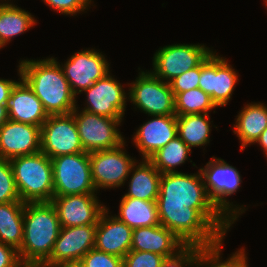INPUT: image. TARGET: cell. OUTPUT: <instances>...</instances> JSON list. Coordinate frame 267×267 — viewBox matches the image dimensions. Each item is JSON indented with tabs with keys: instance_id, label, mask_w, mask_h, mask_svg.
<instances>
[{
	"instance_id": "836d02e7",
	"label": "cell",
	"mask_w": 267,
	"mask_h": 267,
	"mask_svg": "<svg viewBox=\"0 0 267 267\" xmlns=\"http://www.w3.org/2000/svg\"><path fill=\"white\" fill-rule=\"evenodd\" d=\"M81 261L86 267H123V258L107 254L96 248L89 250Z\"/></svg>"
},
{
	"instance_id": "5b68a950",
	"label": "cell",
	"mask_w": 267,
	"mask_h": 267,
	"mask_svg": "<svg viewBox=\"0 0 267 267\" xmlns=\"http://www.w3.org/2000/svg\"><path fill=\"white\" fill-rule=\"evenodd\" d=\"M208 197L218 211L231 223L246 211V206L234 205L229 196L238 191L242 182L239 171L224 159L212 157L205 167L199 169Z\"/></svg>"
},
{
	"instance_id": "7c38bea8",
	"label": "cell",
	"mask_w": 267,
	"mask_h": 267,
	"mask_svg": "<svg viewBox=\"0 0 267 267\" xmlns=\"http://www.w3.org/2000/svg\"><path fill=\"white\" fill-rule=\"evenodd\" d=\"M98 51L88 48L75 52L65 64L60 65L75 96L110 73V64L104 54Z\"/></svg>"
},
{
	"instance_id": "d6986e66",
	"label": "cell",
	"mask_w": 267,
	"mask_h": 267,
	"mask_svg": "<svg viewBox=\"0 0 267 267\" xmlns=\"http://www.w3.org/2000/svg\"><path fill=\"white\" fill-rule=\"evenodd\" d=\"M108 214L109 209L107 207L100 215L97 223L94 248L123 258L130 251L133 229L115 215Z\"/></svg>"
},
{
	"instance_id": "f1b7e54d",
	"label": "cell",
	"mask_w": 267,
	"mask_h": 267,
	"mask_svg": "<svg viewBox=\"0 0 267 267\" xmlns=\"http://www.w3.org/2000/svg\"><path fill=\"white\" fill-rule=\"evenodd\" d=\"M174 102L177 116L210 113L212 109L217 107L211 97L201 88L178 93L174 97Z\"/></svg>"
},
{
	"instance_id": "7bdbcfd3",
	"label": "cell",
	"mask_w": 267,
	"mask_h": 267,
	"mask_svg": "<svg viewBox=\"0 0 267 267\" xmlns=\"http://www.w3.org/2000/svg\"><path fill=\"white\" fill-rule=\"evenodd\" d=\"M264 2H265V4H264V5H265V7H267V0H265Z\"/></svg>"
},
{
	"instance_id": "b9f144b4",
	"label": "cell",
	"mask_w": 267,
	"mask_h": 267,
	"mask_svg": "<svg viewBox=\"0 0 267 267\" xmlns=\"http://www.w3.org/2000/svg\"><path fill=\"white\" fill-rule=\"evenodd\" d=\"M23 267H41V266H23Z\"/></svg>"
},
{
	"instance_id": "8fae6325",
	"label": "cell",
	"mask_w": 267,
	"mask_h": 267,
	"mask_svg": "<svg viewBox=\"0 0 267 267\" xmlns=\"http://www.w3.org/2000/svg\"><path fill=\"white\" fill-rule=\"evenodd\" d=\"M41 152L50 159L85 152L72 113L49 115L41 126Z\"/></svg>"
},
{
	"instance_id": "8d00e7d4",
	"label": "cell",
	"mask_w": 267,
	"mask_h": 267,
	"mask_svg": "<svg viewBox=\"0 0 267 267\" xmlns=\"http://www.w3.org/2000/svg\"><path fill=\"white\" fill-rule=\"evenodd\" d=\"M18 251L0 242V267H23Z\"/></svg>"
},
{
	"instance_id": "2e32d148",
	"label": "cell",
	"mask_w": 267,
	"mask_h": 267,
	"mask_svg": "<svg viewBox=\"0 0 267 267\" xmlns=\"http://www.w3.org/2000/svg\"><path fill=\"white\" fill-rule=\"evenodd\" d=\"M97 194L53 196L61 227H76L97 224L107 208L99 202Z\"/></svg>"
},
{
	"instance_id": "ab89813d",
	"label": "cell",
	"mask_w": 267,
	"mask_h": 267,
	"mask_svg": "<svg viewBox=\"0 0 267 267\" xmlns=\"http://www.w3.org/2000/svg\"><path fill=\"white\" fill-rule=\"evenodd\" d=\"M9 120L7 105H0V128Z\"/></svg>"
},
{
	"instance_id": "4fadbf2b",
	"label": "cell",
	"mask_w": 267,
	"mask_h": 267,
	"mask_svg": "<svg viewBox=\"0 0 267 267\" xmlns=\"http://www.w3.org/2000/svg\"><path fill=\"white\" fill-rule=\"evenodd\" d=\"M228 61L212 52L201 63L199 88L207 93L217 107H224L231 100L238 74Z\"/></svg>"
},
{
	"instance_id": "60d3db41",
	"label": "cell",
	"mask_w": 267,
	"mask_h": 267,
	"mask_svg": "<svg viewBox=\"0 0 267 267\" xmlns=\"http://www.w3.org/2000/svg\"><path fill=\"white\" fill-rule=\"evenodd\" d=\"M54 267H86L81 260L58 264Z\"/></svg>"
},
{
	"instance_id": "52a82bcc",
	"label": "cell",
	"mask_w": 267,
	"mask_h": 267,
	"mask_svg": "<svg viewBox=\"0 0 267 267\" xmlns=\"http://www.w3.org/2000/svg\"><path fill=\"white\" fill-rule=\"evenodd\" d=\"M130 85V86H129ZM128 99L148 116L176 115L174 94L169 83L149 71L139 72L135 81L128 83Z\"/></svg>"
},
{
	"instance_id": "4dcf8cb0",
	"label": "cell",
	"mask_w": 267,
	"mask_h": 267,
	"mask_svg": "<svg viewBox=\"0 0 267 267\" xmlns=\"http://www.w3.org/2000/svg\"><path fill=\"white\" fill-rule=\"evenodd\" d=\"M21 201L10 161L0 158V203Z\"/></svg>"
},
{
	"instance_id": "5bb4252c",
	"label": "cell",
	"mask_w": 267,
	"mask_h": 267,
	"mask_svg": "<svg viewBox=\"0 0 267 267\" xmlns=\"http://www.w3.org/2000/svg\"><path fill=\"white\" fill-rule=\"evenodd\" d=\"M83 92L87 104L84 103L86 106L82 110L109 118L124 117L128 92H125L123 85L110 73Z\"/></svg>"
},
{
	"instance_id": "74e56055",
	"label": "cell",
	"mask_w": 267,
	"mask_h": 267,
	"mask_svg": "<svg viewBox=\"0 0 267 267\" xmlns=\"http://www.w3.org/2000/svg\"><path fill=\"white\" fill-rule=\"evenodd\" d=\"M18 81L0 78V105H7L11 91Z\"/></svg>"
},
{
	"instance_id": "4316f807",
	"label": "cell",
	"mask_w": 267,
	"mask_h": 267,
	"mask_svg": "<svg viewBox=\"0 0 267 267\" xmlns=\"http://www.w3.org/2000/svg\"><path fill=\"white\" fill-rule=\"evenodd\" d=\"M209 113L177 116V135L191 149L210 142Z\"/></svg>"
},
{
	"instance_id": "3957f363",
	"label": "cell",
	"mask_w": 267,
	"mask_h": 267,
	"mask_svg": "<svg viewBox=\"0 0 267 267\" xmlns=\"http://www.w3.org/2000/svg\"><path fill=\"white\" fill-rule=\"evenodd\" d=\"M61 224L51 202L24 206V229L18 255L24 266H41L51 255Z\"/></svg>"
},
{
	"instance_id": "7a4b0ae2",
	"label": "cell",
	"mask_w": 267,
	"mask_h": 267,
	"mask_svg": "<svg viewBox=\"0 0 267 267\" xmlns=\"http://www.w3.org/2000/svg\"><path fill=\"white\" fill-rule=\"evenodd\" d=\"M20 61L21 78L40 99L48 116L70 114L76 108V96L56 58Z\"/></svg>"
},
{
	"instance_id": "d4e9b609",
	"label": "cell",
	"mask_w": 267,
	"mask_h": 267,
	"mask_svg": "<svg viewBox=\"0 0 267 267\" xmlns=\"http://www.w3.org/2000/svg\"><path fill=\"white\" fill-rule=\"evenodd\" d=\"M24 206L22 201L0 203V242L17 251L23 240Z\"/></svg>"
},
{
	"instance_id": "e0dca14e",
	"label": "cell",
	"mask_w": 267,
	"mask_h": 267,
	"mask_svg": "<svg viewBox=\"0 0 267 267\" xmlns=\"http://www.w3.org/2000/svg\"><path fill=\"white\" fill-rule=\"evenodd\" d=\"M41 150V127L7 120L0 128V158L11 160Z\"/></svg>"
},
{
	"instance_id": "9c48e42d",
	"label": "cell",
	"mask_w": 267,
	"mask_h": 267,
	"mask_svg": "<svg viewBox=\"0 0 267 267\" xmlns=\"http://www.w3.org/2000/svg\"><path fill=\"white\" fill-rule=\"evenodd\" d=\"M80 107L71 112L78 128L80 141L85 152L92 153L106 149H112L125 141L120 133L119 125L122 119L109 118L87 111ZM79 112V113H78Z\"/></svg>"
},
{
	"instance_id": "484cf974",
	"label": "cell",
	"mask_w": 267,
	"mask_h": 267,
	"mask_svg": "<svg viewBox=\"0 0 267 267\" xmlns=\"http://www.w3.org/2000/svg\"><path fill=\"white\" fill-rule=\"evenodd\" d=\"M8 2L5 0L0 5V49L37 22L30 12Z\"/></svg>"
},
{
	"instance_id": "8992f818",
	"label": "cell",
	"mask_w": 267,
	"mask_h": 267,
	"mask_svg": "<svg viewBox=\"0 0 267 267\" xmlns=\"http://www.w3.org/2000/svg\"><path fill=\"white\" fill-rule=\"evenodd\" d=\"M54 196L97 194L91 177L89 153L51 158Z\"/></svg>"
},
{
	"instance_id": "7402d4cb",
	"label": "cell",
	"mask_w": 267,
	"mask_h": 267,
	"mask_svg": "<svg viewBox=\"0 0 267 267\" xmlns=\"http://www.w3.org/2000/svg\"><path fill=\"white\" fill-rule=\"evenodd\" d=\"M235 120L233 133L239 138L240 150L243 151L248 145L254 144L267 128V106L260 102L248 103Z\"/></svg>"
},
{
	"instance_id": "d590c367",
	"label": "cell",
	"mask_w": 267,
	"mask_h": 267,
	"mask_svg": "<svg viewBox=\"0 0 267 267\" xmlns=\"http://www.w3.org/2000/svg\"><path fill=\"white\" fill-rule=\"evenodd\" d=\"M54 11L69 16L88 10L92 0H42Z\"/></svg>"
},
{
	"instance_id": "277c9868",
	"label": "cell",
	"mask_w": 267,
	"mask_h": 267,
	"mask_svg": "<svg viewBox=\"0 0 267 267\" xmlns=\"http://www.w3.org/2000/svg\"><path fill=\"white\" fill-rule=\"evenodd\" d=\"M9 161L22 202H51L54 196L52 161L46 154L40 151Z\"/></svg>"
},
{
	"instance_id": "44dd1931",
	"label": "cell",
	"mask_w": 267,
	"mask_h": 267,
	"mask_svg": "<svg viewBox=\"0 0 267 267\" xmlns=\"http://www.w3.org/2000/svg\"><path fill=\"white\" fill-rule=\"evenodd\" d=\"M185 246L173 232L166 227L154 225L133 229L132 251H144L170 257Z\"/></svg>"
},
{
	"instance_id": "ba28073f",
	"label": "cell",
	"mask_w": 267,
	"mask_h": 267,
	"mask_svg": "<svg viewBox=\"0 0 267 267\" xmlns=\"http://www.w3.org/2000/svg\"><path fill=\"white\" fill-rule=\"evenodd\" d=\"M213 50L204 44H173L159 48L153 56V70L157 78L169 83L175 77L198 67Z\"/></svg>"
},
{
	"instance_id": "ffe728a7",
	"label": "cell",
	"mask_w": 267,
	"mask_h": 267,
	"mask_svg": "<svg viewBox=\"0 0 267 267\" xmlns=\"http://www.w3.org/2000/svg\"><path fill=\"white\" fill-rule=\"evenodd\" d=\"M17 70L20 78L13 87L7 104L9 120L41 127L48 114L40 99L21 78L19 65Z\"/></svg>"
},
{
	"instance_id": "9a60e30c",
	"label": "cell",
	"mask_w": 267,
	"mask_h": 267,
	"mask_svg": "<svg viewBox=\"0 0 267 267\" xmlns=\"http://www.w3.org/2000/svg\"><path fill=\"white\" fill-rule=\"evenodd\" d=\"M97 224L61 227L50 257L41 267H54L58 264L79 261L95 246Z\"/></svg>"
},
{
	"instance_id": "e575fe53",
	"label": "cell",
	"mask_w": 267,
	"mask_h": 267,
	"mask_svg": "<svg viewBox=\"0 0 267 267\" xmlns=\"http://www.w3.org/2000/svg\"><path fill=\"white\" fill-rule=\"evenodd\" d=\"M201 76V64L182 73L169 82L174 97L181 92H185L194 88H199V78Z\"/></svg>"
},
{
	"instance_id": "f35d334b",
	"label": "cell",
	"mask_w": 267,
	"mask_h": 267,
	"mask_svg": "<svg viewBox=\"0 0 267 267\" xmlns=\"http://www.w3.org/2000/svg\"><path fill=\"white\" fill-rule=\"evenodd\" d=\"M262 148L265 157H267V128L262 132L260 137L255 141Z\"/></svg>"
},
{
	"instance_id": "603a6c76",
	"label": "cell",
	"mask_w": 267,
	"mask_h": 267,
	"mask_svg": "<svg viewBox=\"0 0 267 267\" xmlns=\"http://www.w3.org/2000/svg\"><path fill=\"white\" fill-rule=\"evenodd\" d=\"M138 163V165H137ZM128 192L122 197L138 198L147 201H157L160 189L161 173L148 159L132 166Z\"/></svg>"
},
{
	"instance_id": "ac0fdd59",
	"label": "cell",
	"mask_w": 267,
	"mask_h": 267,
	"mask_svg": "<svg viewBox=\"0 0 267 267\" xmlns=\"http://www.w3.org/2000/svg\"><path fill=\"white\" fill-rule=\"evenodd\" d=\"M133 136L142 159H149L177 135V115H152Z\"/></svg>"
},
{
	"instance_id": "83f0119b",
	"label": "cell",
	"mask_w": 267,
	"mask_h": 267,
	"mask_svg": "<svg viewBox=\"0 0 267 267\" xmlns=\"http://www.w3.org/2000/svg\"><path fill=\"white\" fill-rule=\"evenodd\" d=\"M191 149L176 136L167 145L158 150L148 160L161 173L179 172L175 168L188 161V155L191 154Z\"/></svg>"
},
{
	"instance_id": "30bf717a",
	"label": "cell",
	"mask_w": 267,
	"mask_h": 267,
	"mask_svg": "<svg viewBox=\"0 0 267 267\" xmlns=\"http://www.w3.org/2000/svg\"><path fill=\"white\" fill-rule=\"evenodd\" d=\"M126 141L119 146L89 153L91 177L96 191L118 188L127 181L136 159L124 150Z\"/></svg>"
},
{
	"instance_id": "f546056e",
	"label": "cell",
	"mask_w": 267,
	"mask_h": 267,
	"mask_svg": "<svg viewBox=\"0 0 267 267\" xmlns=\"http://www.w3.org/2000/svg\"><path fill=\"white\" fill-rule=\"evenodd\" d=\"M222 244L223 242L215 247L203 248L194 267H249L245 248H240L235 253H232L231 257H228L226 261H222V257H220Z\"/></svg>"
},
{
	"instance_id": "cb8c5ba5",
	"label": "cell",
	"mask_w": 267,
	"mask_h": 267,
	"mask_svg": "<svg viewBox=\"0 0 267 267\" xmlns=\"http://www.w3.org/2000/svg\"><path fill=\"white\" fill-rule=\"evenodd\" d=\"M115 216L132 229L160 225L156 201L122 197Z\"/></svg>"
},
{
	"instance_id": "1f68e13d",
	"label": "cell",
	"mask_w": 267,
	"mask_h": 267,
	"mask_svg": "<svg viewBox=\"0 0 267 267\" xmlns=\"http://www.w3.org/2000/svg\"><path fill=\"white\" fill-rule=\"evenodd\" d=\"M202 249L197 245H185L175 255L166 257L160 267H194Z\"/></svg>"
},
{
	"instance_id": "d6a6232c",
	"label": "cell",
	"mask_w": 267,
	"mask_h": 267,
	"mask_svg": "<svg viewBox=\"0 0 267 267\" xmlns=\"http://www.w3.org/2000/svg\"><path fill=\"white\" fill-rule=\"evenodd\" d=\"M164 259L156 253L130 250L123 257V267H160Z\"/></svg>"
},
{
	"instance_id": "6da1fadb",
	"label": "cell",
	"mask_w": 267,
	"mask_h": 267,
	"mask_svg": "<svg viewBox=\"0 0 267 267\" xmlns=\"http://www.w3.org/2000/svg\"><path fill=\"white\" fill-rule=\"evenodd\" d=\"M156 202L160 224L185 245L215 247L232 226L208 197L200 170L162 174Z\"/></svg>"
}]
</instances>
